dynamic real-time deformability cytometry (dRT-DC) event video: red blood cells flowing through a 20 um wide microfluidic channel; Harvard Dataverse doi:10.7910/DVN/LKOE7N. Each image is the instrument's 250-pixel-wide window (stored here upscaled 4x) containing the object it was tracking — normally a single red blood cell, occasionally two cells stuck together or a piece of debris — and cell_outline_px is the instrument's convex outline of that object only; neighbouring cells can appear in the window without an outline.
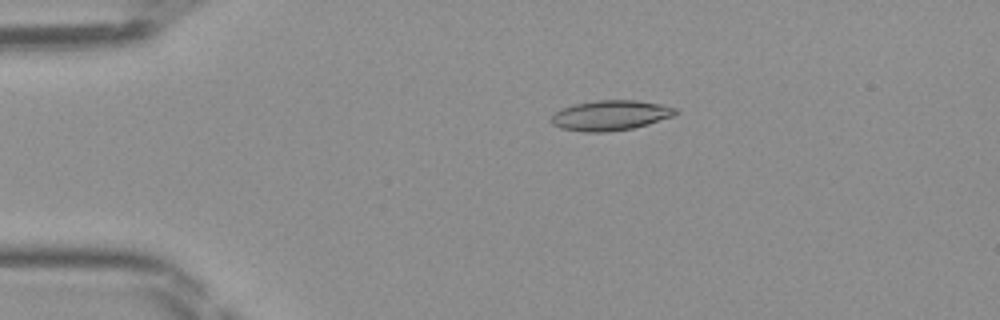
{"species": "Egyptian fruit bat (a non-hibernating species)", "species_latin": "Rousettus aegyptiacus", "temperature_condition": "room temperature", "stored_images_in_passage": 48, "camera_frame_rate_fps": 3000, "um_per_image_px": 0.085, "frame": {"image": 1, "passage_image": 10, "time_ms": 3.0, "image_size_px": [1000, 320], "cell_outline_px": [[680, 112], [676, 116], [648, 124], [632, 128], [608, 132], [584, 132], [560, 128], [552, 124], [552, 116], [556, 112], [564, 108], [576, 104], [596, 100], [636, 100], [660, 104], [676, 108]], "centroid_in_image_um": [51.95, 9.81], "position_along_channel_um": 33.1, "area_um2": 21.79}}
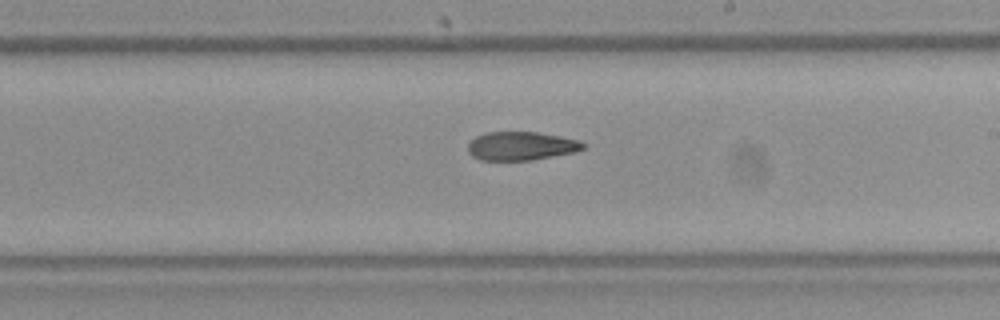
{"frame": {"image": 2, "passage_image": 28, "time_ms": 9.0, "image_size_px": [1000, 320], "cell_outline_px": [[588, 144], [584, 148], [576, 152], [532, 160], [480, 160], [472, 156], [468, 152], [468, 144], [476, 136], [488, 132], [536, 132], [560, 136], [580, 140]], "centroid_in_image_um": [44.34, 12.41], "position_along_channel_um": 244.7, "area_um2": 19.31}}
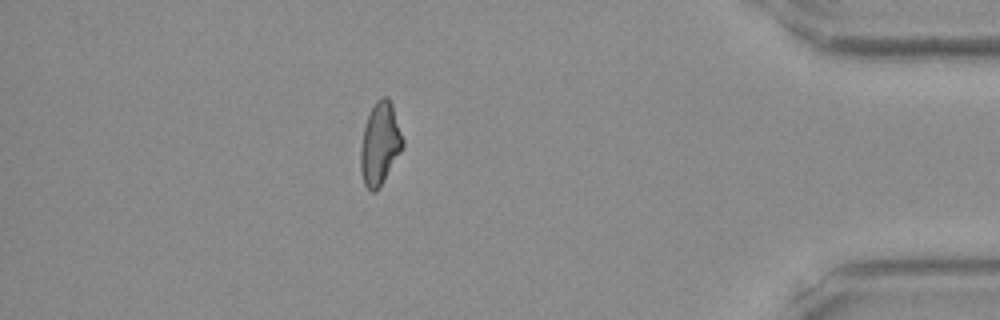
{"frame": {"image": 3, "passage_image": 42, "time_ms": 13.667, "image_size_px": [1000, 320], "cell_outline_px": [[404, 144], [400, 152], [380, 188], [376, 192], [372, 192], [364, 184], [360, 172], [360, 148], [364, 128], [368, 116], [376, 100], [380, 96], [388, 96], [392, 104], [404, 140]], "centroid_in_image_um": [32.29, 12.23], "position_along_channel_um": 402.9, "area_um2": 20.29}}